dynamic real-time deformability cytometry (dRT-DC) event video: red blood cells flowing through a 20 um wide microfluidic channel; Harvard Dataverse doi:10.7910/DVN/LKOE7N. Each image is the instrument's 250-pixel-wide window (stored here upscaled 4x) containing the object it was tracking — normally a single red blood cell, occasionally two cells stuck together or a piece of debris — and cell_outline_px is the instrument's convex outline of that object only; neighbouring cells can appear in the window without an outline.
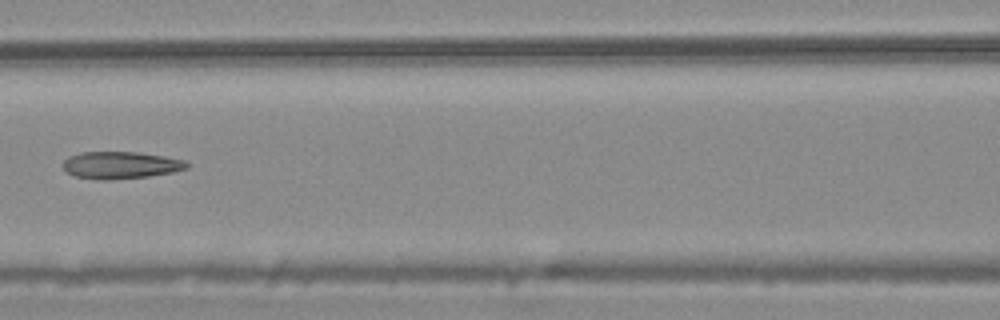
{"species": "common noctule bat (a hibernating species)", "species_latin": "Nyctalus noctula", "temperature_condition": "warm", "stored_images_in_passage": 8, "camera_frame_rate_fps": 3000, "um_per_image_px": 0.085, "animal": {"sex": "male", "body_mass_g": 20.4}, "frame": {"image": 1, "passage_image": 7, "time_ms": 2.0, "image_size_px": [1000, 320], "cell_outline_px": [[192, 164], [188, 168], [172, 172], [148, 176], [112, 180], [100, 180], [76, 176], [68, 172], [64, 168], [64, 160], [68, 156], [80, 152], [136, 152], [164, 156], [184, 160]], "centroid_in_image_um": [10.28, 14.03], "position_along_channel_um": 156.3, "area_um2": 19.59}}
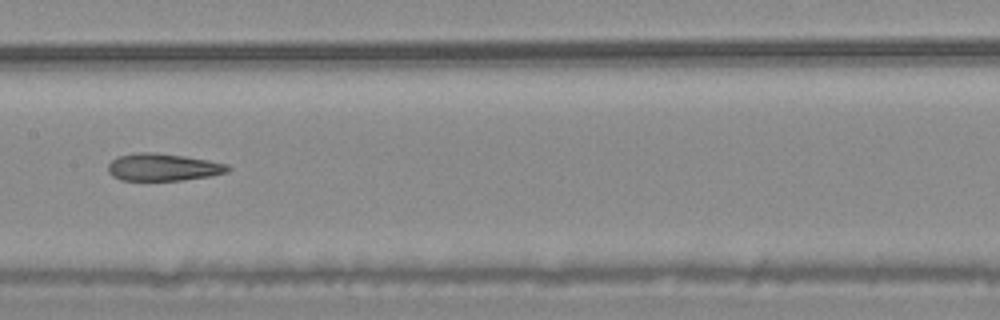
{"frame": {"image": 2, "passage_image": 8, "time_ms": 2.333, "image_size_px": [1000, 320], "cell_outline_px": [[232, 168], [228, 172], [212, 176], [180, 180], [120, 180], [112, 176], [108, 172], [108, 164], [112, 160], [120, 156], [136, 152], [152, 152], [184, 156], [208, 160], [228, 164]], "centroid_in_image_um": [13.88, 14.21], "position_along_channel_um": 193.5, "area_um2": 19.13}}